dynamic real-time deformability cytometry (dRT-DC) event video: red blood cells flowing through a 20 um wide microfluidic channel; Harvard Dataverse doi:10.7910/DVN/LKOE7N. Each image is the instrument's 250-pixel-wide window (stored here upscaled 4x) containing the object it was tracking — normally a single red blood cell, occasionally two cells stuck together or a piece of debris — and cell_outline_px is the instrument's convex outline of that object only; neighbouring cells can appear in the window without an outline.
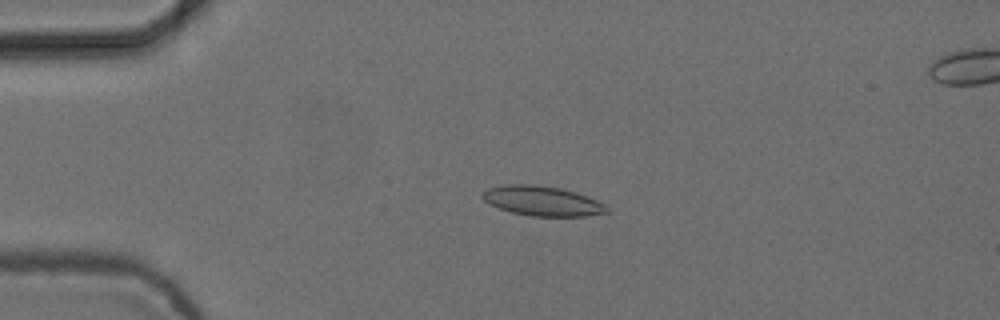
{"species": "common noctule bat (a hibernating species)", "species_latin": "Nyctalus noctula", "temperature_condition": "cold", "stored_images_in_passage": 4, "camera_frame_rate_fps": 3000, "um_per_image_px": 0.085, "animal": {"sex": "female", "body_mass_g": 24.6, "forearm_length_mm": 56.2}, "frame": {"image": 1, "passage_image": 2, "time_ms": 0.333, "image_size_px": [1000, 320], "cell_outline_px": [[612, 212], [584, 216], [532, 216], [512, 212], [488, 204], [480, 196], [488, 188], [508, 184], [532, 184], [560, 188], [576, 192], [596, 200], [604, 204]], "centroid_in_image_um": [46.1, 17.08], "position_along_channel_um": 38.9, "area_um2": 21.5}}